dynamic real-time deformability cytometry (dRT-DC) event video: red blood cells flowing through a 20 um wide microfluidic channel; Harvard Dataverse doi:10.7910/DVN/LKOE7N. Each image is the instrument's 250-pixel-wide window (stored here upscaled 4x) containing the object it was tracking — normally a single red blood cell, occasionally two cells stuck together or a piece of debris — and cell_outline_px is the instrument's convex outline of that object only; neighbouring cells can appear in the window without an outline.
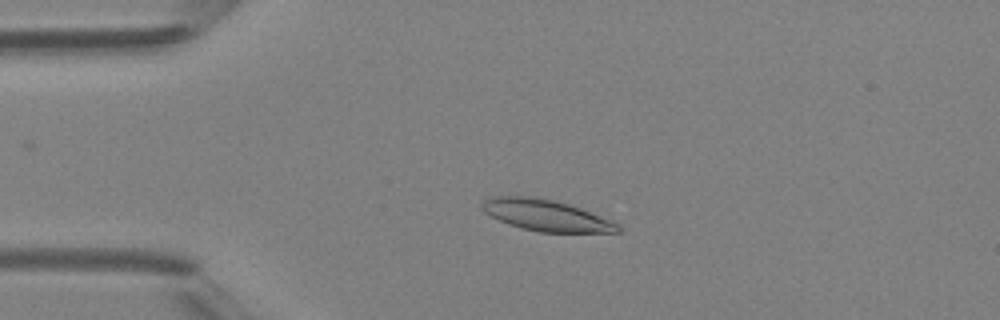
{"species": "Egyptian fruit bat (a non-hibernating species)", "species_latin": "Rousettus aegyptiacus", "temperature_condition": "room temperature", "stored_images_in_passage": 41, "camera_frame_rate_fps": 3000, "um_per_image_px": 0.085, "animal": {"sex": "female"}, "frame": {"image": 1, "passage_image": 5, "time_ms": 1.333, "image_size_px": [1000, 320], "cell_outline_px": [[620, 232], [540, 232], [520, 228], [508, 224], [484, 212], [480, 208], [480, 204], [488, 196], [536, 196], [556, 200], [580, 208], [612, 220], [620, 228]], "centroid_in_image_um": [46.36, 18.28], "position_along_channel_um": 38.6, "area_um2": 24.85}}
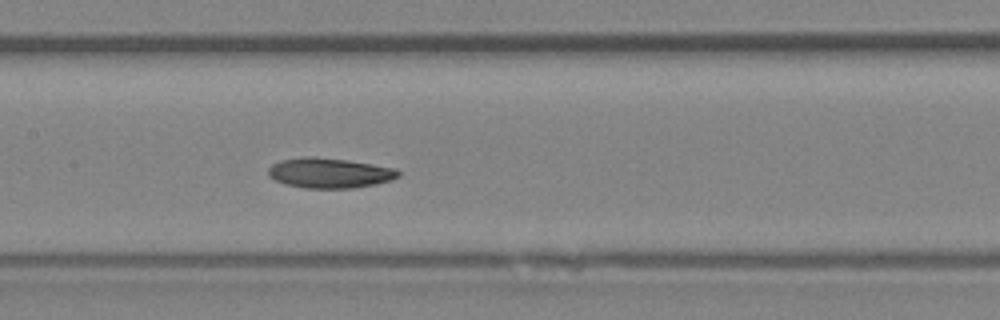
{"frame": {"image": 2, "passage_image": 17, "time_ms": 5.333, "image_size_px": [1000, 320], "cell_outline_px": [[400, 176], [376, 184], [352, 188], [304, 188], [284, 184], [268, 176], [268, 168], [272, 164], [280, 160], [304, 156], [312, 156], [348, 160], [396, 168], [400, 172]], "centroid_in_image_um": [27.98, 14.69], "position_along_channel_um": 179.4, "area_um2": 22.89}}
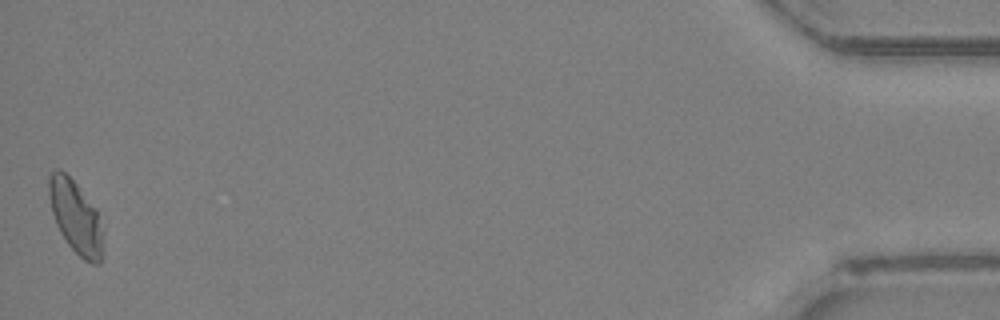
{"frame": {"image": 3, "passage_image": 41, "time_ms": 13.333, "image_size_px": [1000, 320], "cell_outline_px": [[100, 264], [92, 264], [84, 260], [68, 244], [60, 232], [56, 224], [52, 212], [48, 192], [48, 176], [56, 168], [64, 172], [76, 184], [96, 208], [100, 232]], "centroid_in_image_um": [6.36, 18.4], "position_along_channel_um": 428.8, "area_um2": 22.14}, "authors_computed_cell_mechanics": {"area_um2": 22.5998, "velocity_mm_per_s": 4.318, "shape_relaxation_time_tau1_ms": 5.1423, "shape_relaxation_time_tau2_ms": 7.5647, "deformation_change_tau1": 0.1178, "deformation_change_tau2": 0.0977}}